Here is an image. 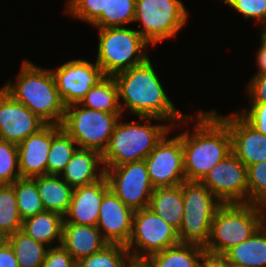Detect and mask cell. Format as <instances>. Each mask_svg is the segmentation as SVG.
<instances>
[{
  "mask_svg": "<svg viewBox=\"0 0 266 267\" xmlns=\"http://www.w3.org/2000/svg\"><path fill=\"white\" fill-rule=\"evenodd\" d=\"M98 34L95 62L105 76L113 77L149 58L147 47L151 44L135 29L106 27L98 29Z\"/></svg>",
  "mask_w": 266,
  "mask_h": 267,
  "instance_id": "8992f818",
  "label": "cell"
},
{
  "mask_svg": "<svg viewBox=\"0 0 266 267\" xmlns=\"http://www.w3.org/2000/svg\"><path fill=\"white\" fill-rule=\"evenodd\" d=\"M108 244L97 226L63 223L61 245L75 262L102 250Z\"/></svg>",
  "mask_w": 266,
  "mask_h": 267,
  "instance_id": "44dd1931",
  "label": "cell"
},
{
  "mask_svg": "<svg viewBox=\"0 0 266 267\" xmlns=\"http://www.w3.org/2000/svg\"><path fill=\"white\" fill-rule=\"evenodd\" d=\"M136 0H109L106 11L91 24L96 29L126 27L135 18Z\"/></svg>",
  "mask_w": 266,
  "mask_h": 267,
  "instance_id": "4dcf8cb0",
  "label": "cell"
},
{
  "mask_svg": "<svg viewBox=\"0 0 266 267\" xmlns=\"http://www.w3.org/2000/svg\"><path fill=\"white\" fill-rule=\"evenodd\" d=\"M17 208L22 220L45 211L36 182L32 178H19L12 183Z\"/></svg>",
  "mask_w": 266,
  "mask_h": 267,
  "instance_id": "f546056e",
  "label": "cell"
},
{
  "mask_svg": "<svg viewBox=\"0 0 266 267\" xmlns=\"http://www.w3.org/2000/svg\"><path fill=\"white\" fill-rule=\"evenodd\" d=\"M249 125L266 135V103H251L249 109L237 112Z\"/></svg>",
  "mask_w": 266,
  "mask_h": 267,
  "instance_id": "74e56055",
  "label": "cell"
},
{
  "mask_svg": "<svg viewBox=\"0 0 266 267\" xmlns=\"http://www.w3.org/2000/svg\"><path fill=\"white\" fill-rule=\"evenodd\" d=\"M16 76V82L10 79L2 88L46 124L61 125L66 106L58 94L52 71L25 60Z\"/></svg>",
  "mask_w": 266,
  "mask_h": 267,
  "instance_id": "3957f363",
  "label": "cell"
},
{
  "mask_svg": "<svg viewBox=\"0 0 266 267\" xmlns=\"http://www.w3.org/2000/svg\"><path fill=\"white\" fill-rule=\"evenodd\" d=\"M122 116V113H107L74 103L65 107L61 127L79 148L96 150L102 154Z\"/></svg>",
  "mask_w": 266,
  "mask_h": 267,
  "instance_id": "ba28073f",
  "label": "cell"
},
{
  "mask_svg": "<svg viewBox=\"0 0 266 267\" xmlns=\"http://www.w3.org/2000/svg\"><path fill=\"white\" fill-rule=\"evenodd\" d=\"M246 87L249 103H266V74H255Z\"/></svg>",
  "mask_w": 266,
  "mask_h": 267,
  "instance_id": "ab89813d",
  "label": "cell"
},
{
  "mask_svg": "<svg viewBox=\"0 0 266 267\" xmlns=\"http://www.w3.org/2000/svg\"><path fill=\"white\" fill-rule=\"evenodd\" d=\"M84 107L107 113H122L114 77L106 76L80 101Z\"/></svg>",
  "mask_w": 266,
  "mask_h": 267,
  "instance_id": "4316f807",
  "label": "cell"
},
{
  "mask_svg": "<svg viewBox=\"0 0 266 267\" xmlns=\"http://www.w3.org/2000/svg\"><path fill=\"white\" fill-rule=\"evenodd\" d=\"M21 178L17 144L0 140V185Z\"/></svg>",
  "mask_w": 266,
  "mask_h": 267,
  "instance_id": "836d02e7",
  "label": "cell"
},
{
  "mask_svg": "<svg viewBox=\"0 0 266 267\" xmlns=\"http://www.w3.org/2000/svg\"><path fill=\"white\" fill-rule=\"evenodd\" d=\"M260 40V48L257 51V55H256V64L258 67V71H256V73L254 74H266V43L259 38Z\"/></svg>",
  "mask_w": 266,
  "mask_h": 267,
  "instance_id": "7bdbcfd3",
  "label": "cell"
},
{
  "mask_svg": "<svg viewBox=\"0 0 266 267\" xmlns=\"http://www.w3.org/2000/svg\"><path fill=\"white\" fill-rule=\"evenodd\" d=\"M260 28H261L260 38L266 43V25H263Z\"/></svg>",
  "mask_w": 266,
  "mask_h": 267,
  "instance_id": "f6af8a7d",
  "label": "cell"
},
{
  "mask_svg": "<svg viewBox=\"0 0 266 267\" xmlns=\"http://www.w3.org/2000/svg\"><path fill=\"white\" fill-rule=\"evenodd\" d=\"M105 176L102 154L92 149L78 148L60 177L71 187L93 184Z\"/></svg>",
  "mask_w": 266,
  "mask_h": 267,
  "instance_id": "ffe728a7",
  "label": "cell"
},
{
  "mask_svg": "<svg viewBox=\"0 0 266 267\" xmlns=\"http://www.w3.org/2000/svg\"><path fill=\"white\" fill-rule=\"evenodd\" d=\"M248 203L266 207V161L247 167Z\"/></svg>",
  "mask_w": 266,
  "mask_h": 267,
  "instance_id": "e575fe53",
  "label": "cell"
},
{
  "mask_svg": "<svg viewBox=\"0 0 266 267\" xmlns=\"http://www.w3.org/2000/svg\"><path fill=\"white\" fill-rule=\"evenodd\" d=\"M204 252L205 249L202 246L178 243L151 254L146 259L153 267H198Z\"/></svg>",
  "mask_w": 266,
  "mask_h": 267,
  "instance_id": "484cf974",
  "label": "cell"
},
{
  "mask_svg": "<svg viewBox=\"0 0 266 267\" xmlns=\"http://www.w3.org/2000/svg\"><path fill=\"white\" fill-rule=\"evenodd\" d=\"M178 243V231L148 207L134 211L132 234L126 245L131 257L147 258Z\"/></svg>",
  "mask_w": 266,
  "mask_h": 267,
  "instance_id": "30bf717a",
  "label": "cell"
},
{
  "mask_svg": "<svg viewBox=\"0 0 266 267\" xmlns=\"http://www.w3.org/2000/svg\"><path fill=\"white\" fill-rule=\"evenodd\" d=\"M0 267H19L15 253L7 241L0 246Z\"/></svg>",
  "mask_w": 266,
  "mask_h": 267,
  "instance_id": "b9f144b4",
  "label": "cell"
},
{
  "mask_svg": "<svg viewBox=\"0 0 266 267\" xmlns=\"http://www.w3.org/2000/svg\"><path fill=\"white\" fill-rule=\"evenodd\" d=\"M42 267H76V262L62 245H58L47 249Z\"/></svg>",
  "mask_w": 266,
  "mask_h": 267,
  "instance_id": "f35d334b",
  "label": "cell"
},
{
  "mask_svg": "<svg viewBox=\"0 0 266 267\" xmlns=\"http://www.w3.org/2000/svg\"><path fill=\"white\" fill-rule=\"evenodd\" d=\"M12 247L19 267H42L48 247L35 241L23 231H17L6 237Z\"/></svg>",
  "mask_w": 266,
  "mask_h": 267,
  "instance_id": "f1b7e54d",
  "label": "cell"
},
{
  "mask_svg": "<svg viewBox=\"0 0 266 267\" xmlns=\"http://www.w3.org/2000/svg\"><path fill=\"white\" fill-rule=\"evenodd\" d=\"M53 139V124H46L18 144L21 178L47 175V158Z\"/></svg>",
  "mask_w": 266,
  "mask_h": 267,
  "instance_id": "d6986e66",
  "label": "cell"
},
{
  "mask_svg": "<svg viewBox=\"0 0 266 267\" xmlns=\"http://www.w3.org/2000/svg\"><path fill=\"white\" fill-rule=\"evenodd\" d=\"M46 211L67 214L74 188L69 186L60 175H41L32 177Z\"/></svg>",
  "mask_w": 266,
  "mask_h": 267,
  "instance_id": "603a6c76",
  "label": "cell"
},
{
  "mask_svg": "<svg viewBox=\"0 0 266 267\" xmlns=\"http://www.w3.org/2000/svg\"><path fill=\"white\" fill-rule=\"evenodd\" d=\"M125 267H153L146 258L131 257Z\"/></svg>",
  "mask_w": 266,
  "mask_h": 267,
  "instance_id": "ee69618b",
  "label": "cell"
},
{
  "mask_svg": "<svg viewBox=\"0 0 266 267\" xmlns=\"http://www.w3.org/2000/svg\"><path fill=\"white\" fill-rule=\"evenodd\" d=\"M108 190L109 185L105 176L93 184L74 188L63 223L97 226L99 208Z\"/></svg>",
  "mask_w": 266,
  "mask_h": 267,
  "instance_id": "ac0fdd59",
  "label": "cell"
},
{
  "mask_svg": "<svg viewBox=\"0 0 266 267\" xmlns=\"http://www.w3.org/2000/svg\"><path fill=\"white\" fill-rule=\"evenodd\" d=\"M152 65L148 58L142 64L113 76L118 87L119 102L120 99L123 101V104L120 102L122 115L129 109L137 118H160L171 123L172 128L194 120L195 115H185L174 106Z\"/></svg>",
  "mask_w": 266,
  "mask_h": 267,
  "instance_id": "6da1fadb",
  "label": "cell"
},
{
  "mask_svg": "<svg viewBox=\"0 0 266 267\" xmlns=\"http://www.w3.org/2000/svg\"><path fill=\"white\" fill-rule=\"evenodd\" d=\"M133 214L134 211L109 189L99 208L97 228L109 244L126 246L132 234Z\"/></svg>",
  "mask_w": 266,
  "mask_h": 267,
  "instance_id": "e0dca14e",
  "label": "cell"
},
{
  "mask_svg": "<svg viewBox=\"0 0 266 267\" xmlns=\"http://www.w3.org/2000/svg\"><path fill=\"white\" fill-rule=\"evenodd\" d=\"M45 125L25 105L0 88V140L18 145Z\"/></svg>",
  "mask_w": 266,
  "mask_h": 267,
  "instance_id": "9a60e30c",
  "label": "cell"
},
{
  "mask_svg": "<svg viewBox=\"0 0 266 267\" xmlns=\"http://www.w3.org/2000/svg\"><path fill=\"white\" fill-rule=\"evenodd\" d=\"M121 118L115 125L109 143L102 153L104 167L120 166L128 162L144 160L162 138L173 129L171 125L160 118L139 117V121L144 123L137 120L131 123L122 122ZM153 120H157L158 123L150 124ZM159 122L163 123L159 124Z\"/></svg>",
  "mask_w": 266,
  "mask_h": 267,
  "instance_id": "277c9868",
  "label": "cell"
},
{
  "mask_svg": "<svg viewBox=\"0 0 266 267\" xmlns=\"http://www.w3.org/2000/svg\"><path fill=\"white\" fill-rule=\"evenodd\" d=\"M22 222L12 184L0 185V232L7 237L20 231Z\"/></svg>",
  "mask_w": 266,
  "mask_h": 267,
  "instance_id": "1f68e13d",
  "label": "cell"
},
{
  "mask_svg": "<svg viewBox=\"0 0 266 267\" xmlns=\"http://www.w3.org/2000/svg\"><path fill=\"white\" fill-rule=\"evenodd\" d=\"M183 203L181 184L172 187H157L152 192L148 208L179 231L183 223Z\"/></svg>",
  "mask_w": 266,
  "mask_h": 267,
  "instance_id": "7402d4cb",
  "label": "cell"
},
{
  "mask_svg": "<svg viewBox=\"0 0 266 267\" xmlns=\"http://www.w3.org/2000/svg\"><path fill=\"white\" fill-rule=\"evenodd\" d=\"M223 204L248 203L247 167L231 152L200 181Z\"/></svg>",
  "mask_w": 266,
  "mask_h": 267,
  "instance_id": "7c38bea8",
  "label": "cell"
},
{
  "mask_svg": "<svg viewBox=\"0 0 266 267\" xmlns=\"http://www.w3.org/2000/svg\"><path fill=\"white\" fill-rule=\"evenodd\" d=\"M105 177L109 189L127 207L133 211L148 207L154 187L149 179L144 160L105 167Z\"/></svg>",
  "mask_w": 266,
  "mask_h": 267,
  "instance_id": "8fae6325",
  "label": "cell"
},
{
  "mask_svg": "<svg viewBox=\"0 0 266 267\" xmlns=\"http://www.w3.org/2000/svg\"><path fill=\"white\" fill-rule=\"evenodd\" d=\"M188 16L182 0H136L134 23L140 22L137 31L155 46L177 36Z\"/></svg>",
  "mask_w": 266,
  "mask_h": 267,
  "instance_id": "9c48e42d",
  "label": "cell"
},
{
  "mask_svg": "<svg viewBox=\"0 0 266 267\" xmlns=\"http://www.w3.org/2000/svg\"><path fill=\"white\" fill-rule=\"evenodd\" d=\"M166 134L144 159L148 176L154 188L172 187L186 181L184 174L182 139Z\"/></svg>",
  "mask_w": 266,
  "mask_h": 267,
  "instance_id": "4fadbf2b",
  "label": "cell"
},
{
  "mask_svg": "<svg viewBox=\"0 0 266 267\" xmlns=\"http://www.w3.org/2000/svg\"><path fill=\"white\" fill-rule=\"evenodd\" d=\"M6 241V236L0 232V246Z\"/></svg>",
  "mask_w": 266,
  "mask_h": 267,
  "instance_id": "bcb514c9",
  "label": "cell"
},
{
  "mask_svg": "<svg viewBox=\"0 0 266 267\" xmlns=\"http://www.w3.org/2000/svg\"><path fill=\"white\" fill-rule=\"evenodd\" d=\"M109 0H67L66 12L71 17L92 24L103 11Z\"/></svg>",
  "mask_w": 266,
  "mask_h": 267,
  "instance_id": "d590c367",
  "label": "cell"
},
{
  "mask_svg": "<svg viewBox=\"0 0 266 267\" xmlns=\"http://www.w3.org/2000/svg\"><path fill=\"white\" fill-rule=\"evenodd\" d=\"M266 222V207L252 203L222 204L215 212L205 252L224 255L249 239Z\"/></svg>",
  "mask_w": 266,
  "mask_h": 267,
  "instance_id": "5b68a950",
  "label": "cell"
},
{
  "mask_svg": "<svg viewBox=\"0 0 266 267\" xmlns=\"http://www.w3.org/2000/svg\"><path fill=\"white\" fill-rule=\"evenodd\" d=\"M243 15L247 20L254 18L260 26L266 25V0H221ZM262 23V24H260Z\"/></svg>",
  "mask_w": 266,
  "mask_h": 267,
  "instance_id": "8d00e7d4",
  "label": "cell"
},
{
  "mask_svg": "<svg viewBox=\"0 0 266 267\" xmlns=\"http://www.w3.org/2000/svg\"><path fill=\"white\" fill-rule=\"evenodd\" d=\"M217 115L226 123L232 141V152L246 166L266 161V135L249 125L237 112Z\"/></svg>",
  "mask_w": 266,
  "mask_h": 267,
  "instance_id": "2e32d148",
  "label": "cell"
},
{
  "mask_svg": "<svg viewBox=\"0 0 266 267\" xmlns=\"http://www.w3.org/2000/svg\"><path fill=\"white\" fill-rule=\"evenodd\" d=\"M184 198L183 223L178 231L180 243L205 247L215 212L223 204L199 181L181 184Z\"/></svg>",
  "mask_w": 266,
  "mask_h": 267,
  "instance_id": "52a82bcc",
  "label": "cell"
},
{
  "mask_svg": "<svg viewBox=\"0 0 266 267\" xmlns=\"http://www.w3.org/2000/svg\"><path fill=\"white\" fill-rule=\"evenodd\" d=\"M192 133L187 129L182 139L186 181H201L221 160L232 152V141L226 123L217 111L198 110ZM191 133V134H190Z\"/></svg>",
  "mask_w": 266,
  "mask_h": 267,
  "instance_id": "7a4b0ae2",
  "label": "cell"
},
{
  "mask_svg": "<svg viewBox=\"0 0 266 267\" xmlns=\"http://www.w3.org/2000/svg\"><path fill=\"white\" fill-rule=\"evenodd\" d=\"M63 222L62 215L45 210L23 220L21 231L50 248L54 242L58 241L55 246L62 244Z\"/></svg>",
  "mask_w": 266,
  "mask_h": 267,
  "instance_id": "d4e9b609",
  "label": "cell"
},
{
  "mask_svg": "<svg viewBox=\"0 0 266 267\" xmlns=\"http://www.w3.org/2000/svg\"><path fill=\"white\" fill-rule=\"evenodd\" d=\"M198 267H231L224 255L204 252L199 260Z\"/></svg>",
  "mask_w": 266,
  "mask_h": 267,
  "instance_id": "60d3db41",
  "label": "cell"
},
{
  "mask_svg": "<svg viewBox=\"0 0 266 267\" xmlns=\"http://www.w3.org/2000/svg\"><path fill=\"white\" fill-rule=\"evenodd\" d=\"M78 148L75 140L62 129L61 125L53 124V139L47 158V174L60 175Z\"/></svg>",
  "mask_w": 266,
  "mask_h": 267,
  "instance_id": "83f0119b",
  "label": "cell"
},
{
  "mask_svg": "<svg viewBox=\"0 0 266 267\" xmlns=\"http://www.w3.org/2000/svg\"><path fill=\"white\" fill-rule=\"evenodd\" d=\"M131 258L122 244H108L102 250L76 262V267H125Z\"/></svg>",
  "mask_w": 266,
  "mask_h": 267,
  "instance_id": "d6a6232c",
  "label": "cell"
},
{
  "mask_svg": "<svg viewBox=\"0 0 266 267\" xmlns=\"http://www.w3.org/2000/svg\"><path fill=\"white\" fill-rule=\"evenodd\" d=\"M50 70L65 106L80 103L86 93L106 77L96 62L84 59H72Z\"/></svg>",
  "mask_w": 266,
  "mask_h": 267,
  "instance_id": "5bb4252c",
  "label": "cell"
},
{
  "mask_svg": "<svg viewBox=\"0 0 266 267\" xmlns=\"http://www.w3.org/2000/svg\"><path fill=\"white\" fill-rule=\"evenodd\" d=\"M224 256L232 267H266V222L247 240Z\"/></svg>",
  "mask_w": 266,
  "mask_h": 267,
  "instance_id": "cb8c5ba5",
  "label": "cell"
}]
</instances>
